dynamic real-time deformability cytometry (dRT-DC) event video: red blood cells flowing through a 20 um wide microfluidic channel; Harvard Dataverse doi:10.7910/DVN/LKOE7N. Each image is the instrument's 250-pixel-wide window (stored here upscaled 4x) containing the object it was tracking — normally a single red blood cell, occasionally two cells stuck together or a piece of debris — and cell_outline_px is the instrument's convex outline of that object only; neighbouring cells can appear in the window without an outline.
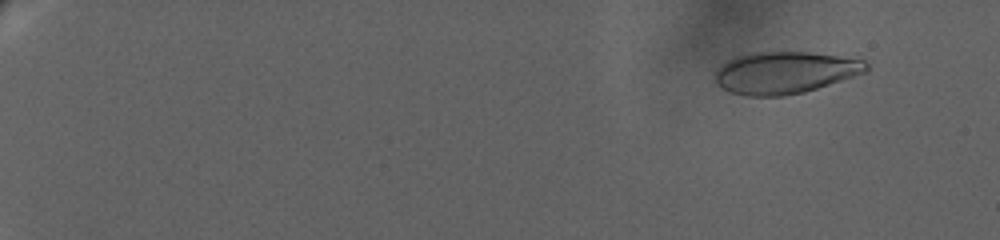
{"species": "human", "species_latin": "Homo sapiens", "temperature_condition": "warm", "stored_images_in_passage": 37, "camera_frame_rate_fps": 3000, "um_per_image_px": 0.085, "donor": {"sex": "female"}, "frame": {"image": 1, "passage_image": 1, "time_ms": 0.0, "image_size_px": [1000, 240], "cell_outline_px": [[868, 72], [804, 92], [784, 96], [748, 96], [732, 92], [716, 84], [716, 72], [720, 64], [736, 56], [752, 52], [808, 52], [864, 60], [868, 64]], "centroid_in_image_um": [66.72, 6.17], "position_along_channel_um": 18.3, "area_um2": 36.88}}
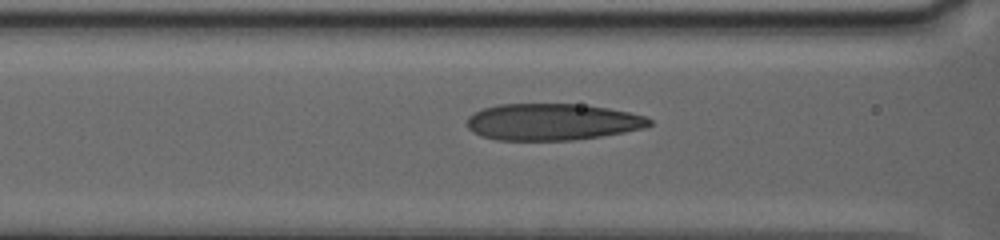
{"frame": {"image": 2, "passage_image": 26, "time_ms": 9.667, "image_size_px": [1000, 240], "cell_outline_px": [[652, 124], [644, 128], [624, 132], [600, 136], [572, 140], [496, 140], [480, 136], [472, 132], [468, 128], [468, 116], [472, 112], [484, 108], [500, 104], [580, 104], [608, 108], [628, 112], [644, 116], [652, 120]], "centroid_in_image_um": [46.91, 10.36], "position_along_channel_um": 119.7, "area_um2": 39.02}}
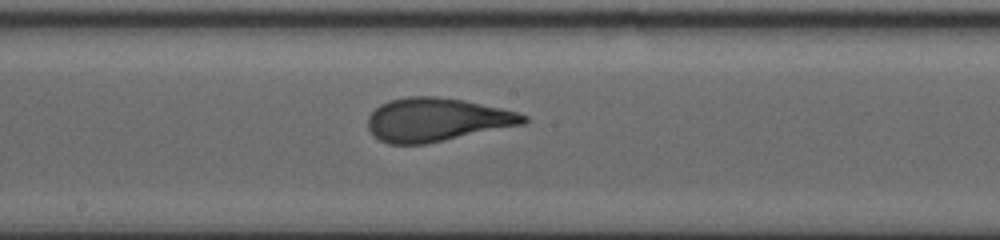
{"frame": {"image": 3, "passage_image": 36, "time_ms": 12.667, "image_size_px": [1000, 240], "cell_outline_px": [[528, 120], [524, 124], [424, 144], [388, 144], [372, 136], [368, 128], [368, 116], [380, 104], [392, 100], [408, 96], [436, 96], [464, 100], [500, 108], [516, 112], [528, 116]], "centroid_in_image_um": [37.09, 10.17], "position_along_channel_um": 211.1, "area_um2": 39.19}}